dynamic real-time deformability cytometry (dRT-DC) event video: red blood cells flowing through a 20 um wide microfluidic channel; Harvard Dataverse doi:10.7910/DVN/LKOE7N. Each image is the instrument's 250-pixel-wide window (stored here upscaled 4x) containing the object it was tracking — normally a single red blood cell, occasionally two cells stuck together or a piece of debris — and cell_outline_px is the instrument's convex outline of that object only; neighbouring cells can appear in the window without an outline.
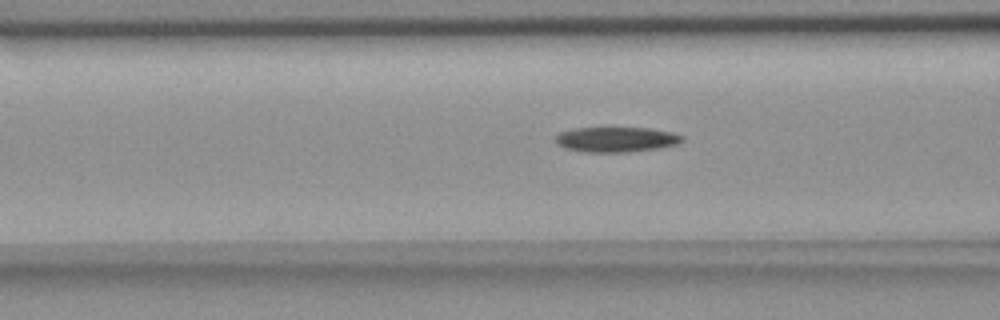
{"species": "common noctule bat (a hibernating species)", "species_latin": "Nyctalus noctula", "temperature_condition": "room temperature", "stored_images_in_passage": 35, "camera_frame_rate_fps": 3000, "um_per_image_px": 0.085, "animal": {"sex": "female", "body_mass_g": 18.4}, "frame": {"image": 1, "passage_image": 13, "time_ms": 4.0, "image_size_px": [1000, 320], "cell_outline_px": [[684, 140], [676, 144], [660, 148], [628, 152], [584, 152], [564, 148], [556, 140], [556, 136], [560, 132], [576, 128], [648, 128], [672, 132], [684, 136]], "centroid_in_image_um": [52.41, 11.86], "position_along_channel_um": 114.2, "area_um2": 18.44}}
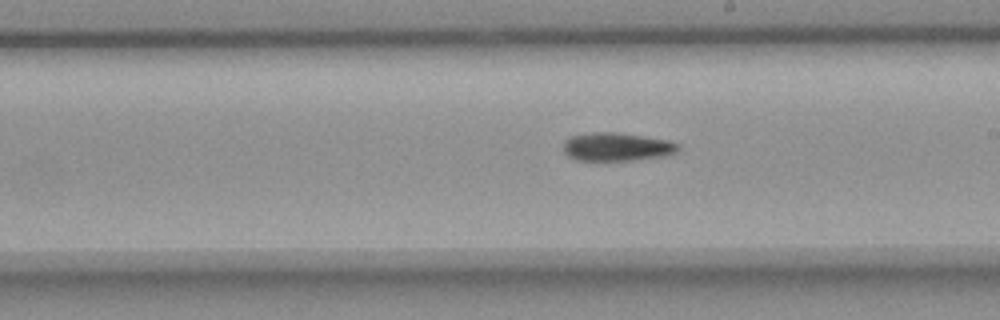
{"frame": {"image": 2, "passage_image": 23, "time_ms": 7.333, "image_size_px": [1000, 320], "cell_outline_px": [[680, 148], [676, 152], [668, 156], [596, 164], [576, 160], [568, 156], [564, 152], [564, 140], [572, 136], [596, 132], [612, 132], [668, 140], [680, 144]], "centroid_in_image_um": [52.4, 12.54], "position_along_channel_um": 236.6, "area_um2": 19.65}}
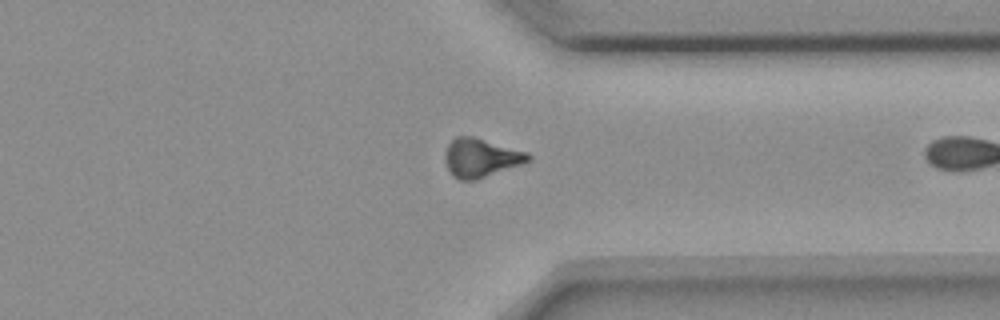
{"frame": {"image": 3, "passage_image": 34, "time_ms": 11.0, "image_size_px": [1000, 320], "cell_outline_px": [[532, 160], [476, 180], [460, 180], [452, 176], [444, 160], [444, 156], [448, 144], [456, 136], [472, 136], [528, 152], [532, 156]], "centroid_in_image_um": [40.87, 13.41], "position_along_channel_um": 370.5, "area_um2": 18.73}}